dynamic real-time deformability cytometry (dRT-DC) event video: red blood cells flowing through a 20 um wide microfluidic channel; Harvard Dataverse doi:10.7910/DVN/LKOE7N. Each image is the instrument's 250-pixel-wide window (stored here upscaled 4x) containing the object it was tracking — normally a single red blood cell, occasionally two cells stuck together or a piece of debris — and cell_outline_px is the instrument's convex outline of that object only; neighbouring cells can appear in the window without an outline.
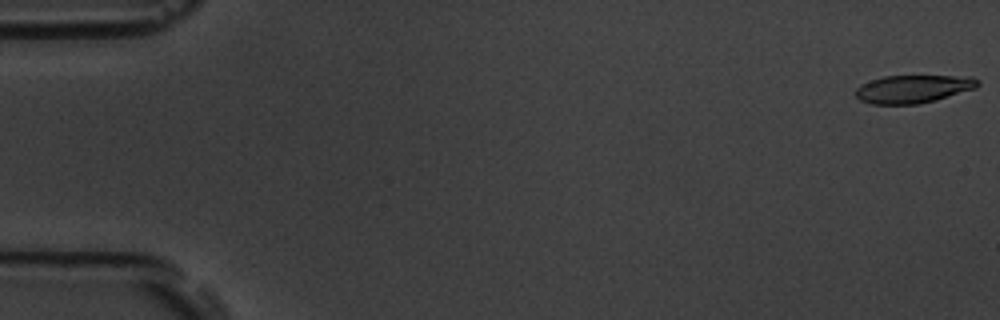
{"species": "common noctule bat (a hibernating species)", "species_latin": "Nyctalus noctula", "temperature_condition": "room temperature", "stored_images_in_passage": 5, "camera_frame_rate_fps": 3000, "um_per_image_px": 0.085, "animal": {"sex": "male", "body_mass_g": 19.5, "forearm_length_mm": 54.6}, "frame": {"image": 1, "passage_image": 1, "time_ms": 0.0, "image_size_px": [1000, 320], "cell_outline_px": [[980, 84], [976, 88], [936, 100], [916, 104], [872, 104], [860, 100], [856, 96], [856, 88], [860, 84], [884, 76], [972, 76], [980, 80]], "centroid_in_image_um": [77.64, 7.55], "position_along_channel_um": 7.4, "area_um2": 19.94}}
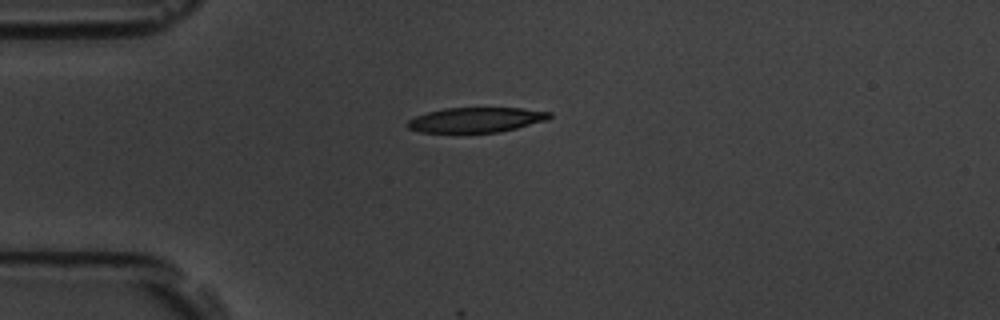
{"frame": {"image": 2, "passage_image": 5, "time_ms": 4.667, "image_size_px": [1000, 320], "cell_outline_px": [[552, 116], [548, 120], [500, 132], [420, 132], [408, 128], [404, 124], [408, 120], [416, 116], [428, 112], [444, 108], [524, 108], [552, 112]], "centroid_in_image_um": [40.48, 10.18], "position_along_channel_um": 44.5, "area_um2": 20.69}}